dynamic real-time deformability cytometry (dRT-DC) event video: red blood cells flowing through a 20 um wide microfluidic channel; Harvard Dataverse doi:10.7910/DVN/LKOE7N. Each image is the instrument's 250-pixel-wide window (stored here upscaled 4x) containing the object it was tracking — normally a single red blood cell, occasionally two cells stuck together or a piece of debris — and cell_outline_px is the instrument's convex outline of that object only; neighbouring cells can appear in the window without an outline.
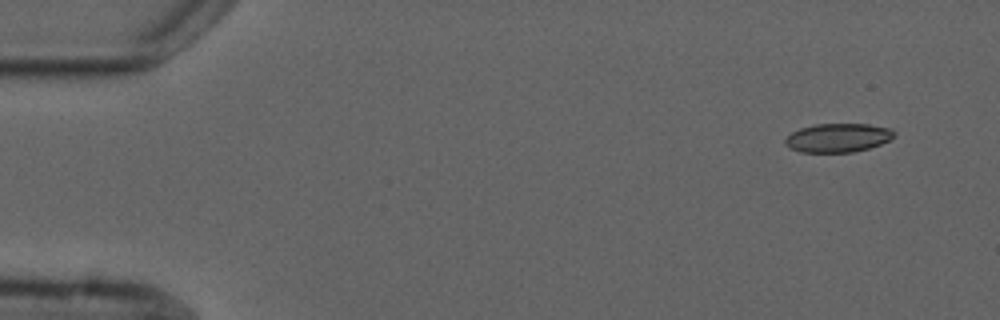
{"species": "common noctule bat (a hibernating species)", "species_latin": "Nyctalus noctula", "temperature_condition": "cold", "stored_images_in_passage": 5, "camera_frame_rate_fps": 3000, "um_per_image_px": 0.085, "animal": {"sex": "male", "forearm_length_mm": 52.5}, "frame": {"image": 1, "passage_image": 1, "time_ms": 0.0, "image_size_px": [1000, 320], "cell_outline_px": [[896, 132], [888, 140], [880, 144], [868, 148], [852, 152], [800, 152], [788, 148], [784, 144], [784, 140], [792, 132], [800, 128], [816, 124], [868, 124], [892, 128]], "centroid_in_image_um": [71.19, 11.71], "position_along_channel_um": 13.8, "area_um2": 18.26}}
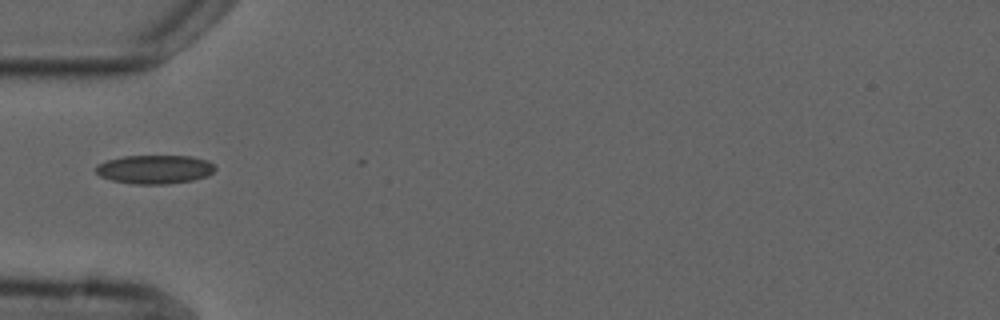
{"frame": {"image": 2, "passage_image": 4, "time_ms": 4.667, "image_size_px": [1000, 320], "cell_outline_px": [[216, 168], [208, 176], [192, 180], [168, 184], [132, 184], [112, 180], [100, 176], [96, 172], [96, 164], [108, 160], [124, 156], [192, 156], [208, 160], [216, 164]], "centroid_in_image_um": [13.18, 14.39], "position_along_channel_um": 71.8, "area_um2": 20.11}}